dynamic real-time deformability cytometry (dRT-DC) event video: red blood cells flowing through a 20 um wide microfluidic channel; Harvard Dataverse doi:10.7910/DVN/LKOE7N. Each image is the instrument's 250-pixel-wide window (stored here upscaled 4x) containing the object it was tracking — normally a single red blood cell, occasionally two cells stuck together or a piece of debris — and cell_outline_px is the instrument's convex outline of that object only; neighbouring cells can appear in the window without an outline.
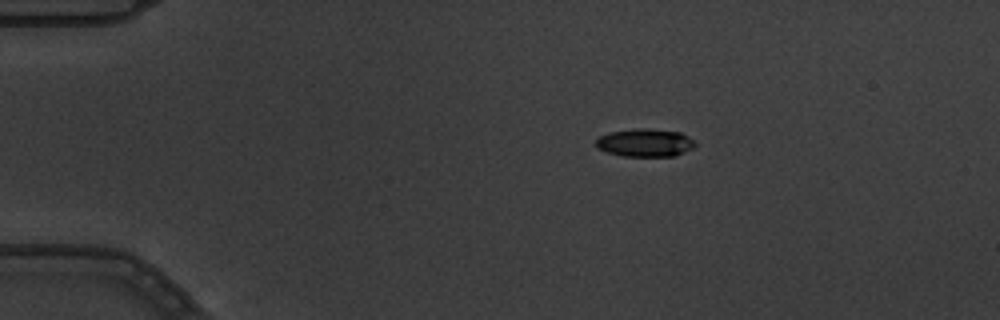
{"species": "common noctule bat (a hibernating species)", "species_latin": "Nyctalus noctula", "temperature_condition": "warm", "stored_images_in_passage": 4, "segment_of_instrument_passage": [1, 2], "camera_frame_rate_fps": 3000, "um_per_image_px": 0.085, "animal": {"sex": "male", "body_mass_g": 19.5, "forearm_length_mm": 54.6}, "frame": {"image": 1, "passage_image": 1, "time_ms": 0.0, "image_size_px": [1000, 320], "cell_outline_px": [[696, 144], [692, 148], [676, 156], [624, 156], [608, 152], [596, 148], [596, 140], [600, 136], [608, 132], [636, 128], [644, 128], [680, 132], [688, 136]], "centroid_in_image_um": [54.81, 12.13], "position_along_channel_um": 30.2, "area_um2": 16.13}}